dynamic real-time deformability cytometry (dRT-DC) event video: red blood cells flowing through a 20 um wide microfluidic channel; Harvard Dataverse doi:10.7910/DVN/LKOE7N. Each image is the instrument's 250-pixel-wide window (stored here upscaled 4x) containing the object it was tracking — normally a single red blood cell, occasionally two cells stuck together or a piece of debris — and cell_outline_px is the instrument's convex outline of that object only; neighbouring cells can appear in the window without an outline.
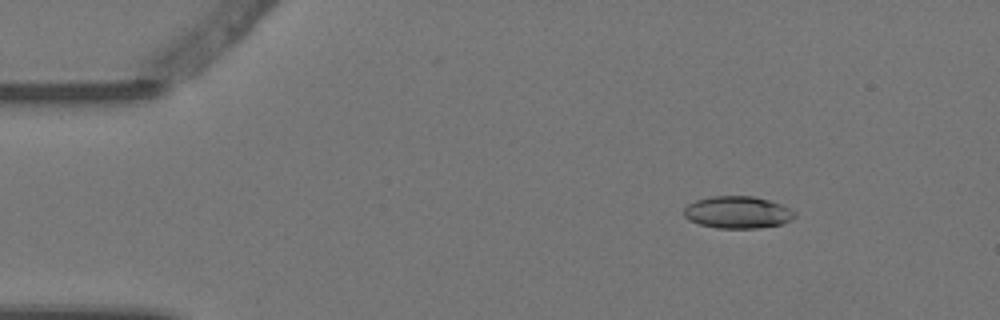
{"species": "Egyptian fruit bat (a non-hibernating species)", "species_latin": "Rousettus aegyptiacus", "temperature_condition": "warm", "stored_images_in_passage": 4, "camera_frame_rate_fps": 3000, "um_per_image_px": 0.085, "animal": {"sex": "female"}, "frame": {"image": 1, "passage_image": 2, "time_ms": 0.333, "image_size_px": [1000, 320], "cell_outline_px": [[796, 216], [780, 224], [760, 228], [716, 228], [700, 224], [688, 220], [684, 216], [684, 208], [688, 204], [696, 200], [712, 196], [752, 196], [768, 200], [780, 204], [796, 212]], "centroid_in_image_um": [62.67, 18.05], "position_along_channel_um": 22.3, "area_um2": 20.63}}
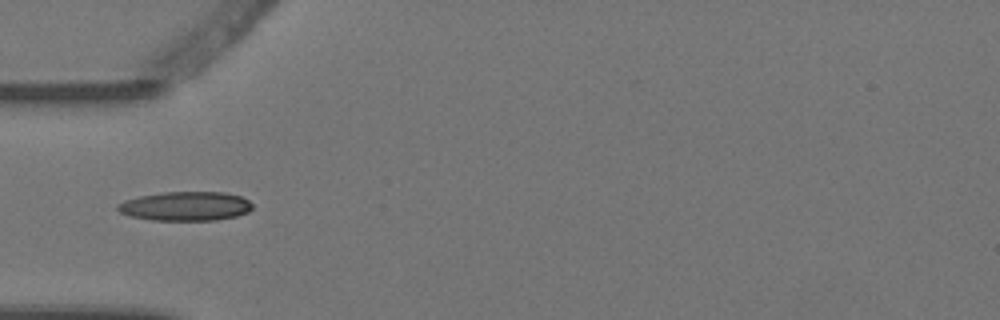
{"frame": {"image": 2, "passage_image": 4, "time_ms": 1.0, "image_size_px": [1000, 320], "cell_outline_px": [[252, 208], [248, 212], [236, 216], [216, 220], [152, 220], [132, 216], [120, 212], [116, 208], [124, 200], [140, 196], [164, 192], [224, 192], [240, 196], [248, 200], [252, 204]], "centroid_in_image_um": [15.8, 17.52], "position_along_channel_um": 69.2, "area_um2": 22.72}}